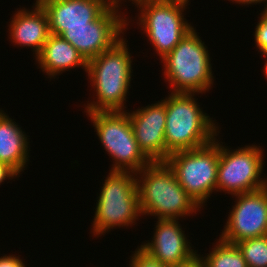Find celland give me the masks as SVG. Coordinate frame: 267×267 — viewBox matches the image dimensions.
Here are the masks:
<instances>
[{
    "instance_id": "cell-1",
    "label": "cell",
    "mask_w": 267,
    "mask_h": 267,
    "mask_svg": "<svg viewBox=\"0 0 267 267\" xmlns=\"http://www.w3.org/2000/svg\"><path fill=\"white\" fill-rule=\"evenodd\" d=\"M122 38L112 48L88 61L86 74L95 95L84 112L125 111L133 73L132 55ZM128 46V47H127Z\"/></svg>"
},
{
    "instance_id": "cell-2",
    "label": "cell",
    "mask_w": 267,
    "mask_h": 267,
    "mask_svg": "<svg viewBox=\"0 0 267 267\" xmlns=\"http://www.w3.org/2000/svg\"><path fill=\"white\" fill-rule=\"evenodd\" d=\"M136 182L142 217L180 220L201 210L165 162H151L142 168L136 173Z\"/></svg>"
},
{
    "instance_id": "cell-3",
    "label": "cell",
    "mask_w": 267,
    "mask_h": 267,
    "mask_svg": "<svg viewBox=\"0 0 267 267\" xmlns=\"http://www.w3.org/2000/svg\"><path fill=\"white\" fill-rule=\"evenodd\" d=\"M169 93L162 101L166 105L165 145L170 154L198 149L219 136V123L202 110L195 93Z\"/></svg>"
},
{
    "instance_id": "cell-4",
    "label": "cell",
    "mask_w": 267,
    "mask_h": 267,
    "mask_svg": "<svg viewBox=\"0 0 267 267\" xmlns=\"http://www.w3.org/2000/svg\"><path fill=\"white\" fill-rule=\"evenodd\" d=\"M196 28L185 34L174 49L161 59L165 82L170 92L195 93L209 92L214 77L208 47L201 40ZM198 33V34H197Z\"/></svg>"
},
{
    "instance_id": "cell-5",
    "label": "cell",
    "mask_w": 267,
    "mask_h": 267,
    "mask_svg": "<svg viewBox=\"0 0 267 267\" xmlns=\"http://www.w3.org/2000/svg\"><path fill=\"white\" fill-rule=\"evenodd\" d=\"M105 178L97 197L94 221L91 225V233L97 238L113 228L133 226L142 216L136 173L109 170Z\"/></svg>"
},
{
    "instance_id": "cell-6",
    "label": "cell",
    "mask_w": 267,
    "mask_h": 267,
    "mask_svg": "<svg viewBox=\"0 0 267 267\" xmlns=\"http://www.w3.org/2000/svg\"><path fill=\"white\" fill-rule=\"evenodd\" d=\"M133 4L140 11L136 22L138 28L147 35L161 59L194 27L184 18L183 12L190 5L184 1L138 0Z\"/></svg>"
},
{
    "instance_id": "cell-7",
    "label": "cell",
    "mask_w": 267,
    "mask_h": 267,
    "mask_svg": "<svg viewBox=\"0 0 267 267\" xmlns=\"http://www.w3.org/2000/svg\"><path fill=\"white\" fill-rule=\"evenodd\" d=\"M127 111H99L86 115L90 117L104 150L113 160L110 170L137 173L151 161L138 146Z\"/></svg>"
},
{
    "instance_id": "cell-8",
    "label": "cell",
    "mask_w": 267,
    "mask_h": 267,
    "mask_svg": "<svg viewBox=\"0 0 267 267\" xmlns=\"http://www.w3.org/2000/svg\"><path fill=\"white\" fill-rule=\"evenodd\" d=\"M219 141L216 137L213 142L198 149L174 152L164 161L201 208L212 192H216Z\"/></svg>"
},
{
    "instance_id": "cell-9",
    "label": "cell",
    "mask_w": 267,
    "mask_h": 267,
    "mask_svg": "<svg viewBox=\"0 0 267 267\" xmlns=\"http://www.w3.org/2000/svg\"><path fill=\"white\" fill-rule=\"evenodd\" d=\"M263 151L255 144L231 150L220 141L216 192L236 195L266 187L267 178L262 177Z\"/></svg>"
},
{
    "instance_id": "cell-10",
    "label": "cell",
    "mask_w": 267,
    "mask_h": 267,
    "mask_svg": "<svg viewBox=\"0 0 267 267\" xmlns=\"http://www.w3.org/2000/svg\"><path fill=\"white\" fill-rule=\"evenodd\" d=\"M124 14L126 13L121 12L120 5L112 4L98 19L89 22L87 27L66 28L60 36L73 45L88 62L124 37V31L129 29L127 27L131 20Z\"/></svg>"
},
{
    "instance_id": "cell-11",
    "label": "cell",
    "mask_w": 267,
    "mask_h": 267,
    "mask_svg": "<svg viewBox=\"0 0 267 267\" xmlns=\"http://www.w3.org/2000/svg\"><path fill=\"white\" fill-rule=\"evenodd\" d=\"M235 204L219 238L237 242L267 235V186L256 191L232 195Z\"/></svg>"
},
{
    "instance_id": "cell-12",
    "label": "cell",
    "mask_w": 267,
    "mask_h": 267,
    "mask_svg": "<svg viewBox=\"0 0 267 267\" xmlns=\"http://www.w3.org/2000/svg\"><path fill=\"white\" fill-rule=\"evenodd\" d=\"M129 112L134 137L151 162H164L170 153L165 145L166 105L160 99Z\"/></svg>"
},
{
    "instance_id": "cell-13",
    "label": "cell",
    "mask_w": 267,
    "mask_h": 267,
    "mask_svg": "<svg viewBox=\"0 0 267 267\" xmlns=\"http://www.w3.org/2000/svg\"><path fill=\"white\" fill-rule=\"evenodd\" d=\"M45 10L51 34L60 35L66 28L87 27L111 5L109 0H39Z\"/></svg>"
},
{
    "instance_id": "cell-14",
    "label": "cell",
    "mask_w": 267,
    "mask_h": 267,
    "mask_svg": "<svg viewBox=\"0 0 267 267\" xmlns=\"http://www.w3.org/2000/svg\"><path fill=\"white\" fill-rule=\"evenodd\" d=\"M156 222L152 240L140 245L153 258L170 266L185 263L197 255L178 219H157Z\"/></svg>"
},
{
    "instance_id": "cell-15",
    "label": "cell",
    "mask_w": 267,
    "mask_h": 267,
    "mask_svg": "<svg viewBox=\"0 0 267 267\" xmlns=\"http://www.w3.org/2000/svg\"><path fill=\"white\" fill-rule=\"evenodd\" d=\"M31 9L17 8L8 24L9 39L14 45L32 48L35 58L41 53L50 36L48 17L42 6L35 2ZM19 9V10H18Z\"/></svg>"
},
{
    "instance_id": "cell-16",
    "label": "cell",
    "mask_w": 267,
    "mask_h": 267,
    "mask_svg": "<svg viewBox=\"0 0 267 267\" xmlns=\"http://www.w3.org/2000/svg\"><path fill=\"white\" fill-rule=\"evenodd\" d=\"M36 62L50 79L76 67H81L86 72L88 64L73 45L54 34H50L41 53L36 57Z\"/></svg>"
},
{
    "instance_id": "cell-17",
    "label": "cell",
    "mask_w": 267,
    "mask_h": 267,
    "mask_svg": "<svg viewBox=\"0 0 267 267\" xmlns=\"http://www.w3.org/2000/svg\"><path fill=\"white\" fill-rule=\"evenodd\" d=\"M27 137L22 127L0 109V162L6 163L19 177L30 160V140Z\"/></svg>"
},
{
    "instance_id": "cell-18",
    "label": "cell",
    "mask_w": 267,
    "mask_h": 267,
    "mask_svg": "<svg viewBox=\"0 0 267 267\" xmlns=\"http://www.w3.org/2000/svg\"><path fill=\"white\" fill-rule=\"evenodd\" d=\"M212 251L201 256L204 267H247L246 260L236 244L216 239Z\"/></svg>"
},
{
    "instance_id": "cell-19",
    "label": "cell",
    "mask_w": 267,
    "mask_h": 267,
    "mask_svg": "<svg viewBox=\"0 0 267 267\" xmlns=\"http://www.w3.org/2000/svg\"><path fill=\"white\" fill-rule=\"evenodd\" d=\"M247 267H267V235L236 243Z\"/></svg>"
},
{
    "instance_id": "cell-20",
    "label": "cell",
    "mask_w": 267,
    "mask_h": 267,
    "mask_svg": "<svg viewBox=\"0 0 267 267\" xmlns=\"http://www.w3.org/2000/svg\"><path fill=\"white\" fill-rule=\"evenodd\" d=\"M130 257L129 267H169L153 258L140 246L136 248Z\"/></svg>"
},
{
    "instance_id": "cell-21",
    "label": "cell",
    "mask_w": 267,
    "mask_h": 267,
    "mask_svg": "<svg viewBox=\"0 0 267 267\" xmlns=\"http://www.w3.org/2000/svg\"><path fill=\"white\" fill-rule=\"evenodd\" d=\"M258 24L255 26L254 39L255 46L260 54L267 53V19L261 14L258 17Z\"/></svg>"
},
{
    "instance_id": "cell-22",
    "label": "cell",
    "mask_w": 267,
    "mask_h": 267,
    "mask_svg": "<svg viewBox=\"0 0 267 267\" xmlns=\"http://www.w3.org/2000/svg\"><path fill=\"white\" fill-rule=\"evenodd\" d=\"M13 254L0 257V267H26L24 260Z\"/></svg>"
},
{
    "instance_id": "cell-23",
    "label": "cell",
    "mask_w": 267,
    "mask_h": 267,
    "mask_svg": "<svg viewBox=\"0 0 267 267\" xmlns=\"http://www.w3.org/2000/svg\"><path fill=\"white\" fill-rule=\"evenodd\" d=\"M19 175L6 163L0 162V185L5 182L7 179L12 180L16 179Z\"/></svg>"
},
{
    "instance_id": "cell-24",
    "label": "cell",
    "mask_w": 267,
    "mask_h": 267,
    "mask_svg": "<svg viewBox=\"0 0 267 267\" xmlns=\"http://www.w3.org/2000/svg\"><path fill=\"white\" fill-rule=\"evenodd\" d=\"M202 266H203V261H202L201 255L197 254L191 260L185 263L170 265L169 267H202Z\"/></svg>"
},
{
    "instance_id": "cell-25",
    "label": "cell",
    "mask_w": 267,
    "mask_h": 267,
    "mask_svg": "<svg viewBox=\"0 0 267 267\" xmlns=\"http://www.w3.org/2000/svg\"><path fill=\"white\" fill-rule=\"evenodd\" d=\"M228 1H232L233 3L235 2L236 4H239V5H245V6H248V5H253V4H261V3H265L266 0H228Z\"/></svg>"
},
{
    "instance_id": "cell-26",
    "label": "cell",
    "mask_w": 267,
    "mask_h": 267,
    "mask_svg": "<svg viewBox=\"0 0 267 267\" xmlns=\"http://www.w3.org/2000/svg\"><path fill=\"white\" fill-rule=\"evenodd\" d=\"M112 4H116V5H120L121 7H122V4H124V2H127V0L125 1V0H109ZM124 1V2H123ZM131 2L132 4L134 3V2H136V0H128V2Z\"/></svg>"
},
{
    "instance_id": "cell-27",
    "label": "cell",
    "mask_w": 267,
    "mask_h": 267,
    "mask_svg": "<svg viewBox=\"0 0 267 267\" xmlns=\"http://www.w3.org/2000/svg\"><path fill=\"white\" fill-rule=\"evenodd\" d=\"M263 57H265L266 59H265V64H264V69H262L263 70V73H264V75L266 76V79H267V53H265V54H263L262 55Z\"/></svg>"
},
{
    "instance_id": "cell-28",
    "label": "cell",
    "mask_w": 267,
    "mask_h": 267,
    "mask_svg": "<svg viewBox=\"0 0 267 267\" xmlns=\"http://www.w3.org/2000/svg\"><path fill=\"white\" fill-rule=\"evenodd\" d=\"M264 18L267 19V0L266 2L264 3V9L263 11L260 13Z\"/></svg>"
},
{
    "instance_id": "cell-29",
    "label": "cell",
    "mask_w": 267,
    "mask_h": 267,
    "mask_svg": "<svg viewBox=\"0 0 267 267\" xmlns=\"http://www.w3.org/2000/svg\"><path fill=\"white\" fill-rule=\"evenodd\" d=\"M177 1H184L186 3H189L190 0H177Z\"/></svg>"
}]
</instances>
